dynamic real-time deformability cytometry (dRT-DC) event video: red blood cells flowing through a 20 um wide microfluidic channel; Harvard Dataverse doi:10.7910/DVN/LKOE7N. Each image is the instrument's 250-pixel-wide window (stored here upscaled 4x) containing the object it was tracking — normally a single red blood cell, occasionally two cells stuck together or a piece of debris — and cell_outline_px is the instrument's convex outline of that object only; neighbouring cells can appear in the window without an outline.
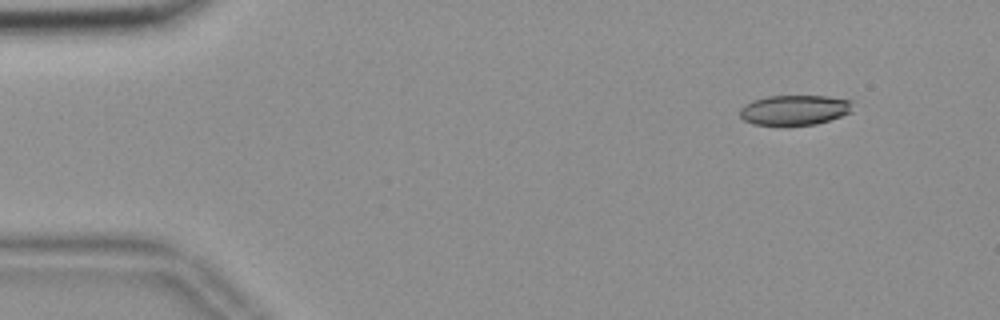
{"species": "common noctule bat (a hibernating species)", "species_latin": "Nyctalus noctula", "temperature_condition": "room temperature", "stored_images_in_passage": 51, "camera_frame_rate_fps": 3000, "um_per_image_px": 0.085, "animal": {"sex": "female", "body_mass_g": 18.4}, "frame": {"image": 1, "passage_image": 1, "time_ms": 0.0, "image_size_px": [1000, 320], "cell_outline_px": [[852, 112], [816, 124], [752, 124], [744, 120], [740, 116], [740, 108], [744, 104], [752, 100], [768, 96], [828, 96], [852, 100]], "centroid_in_image_um": [67.53, 9.33], "position_along_channel_um": 17.5, "area_um2": 19.59}}
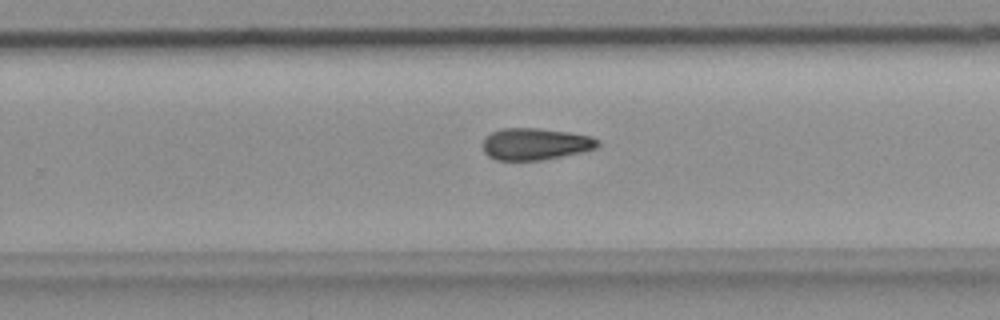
{"frame": {"image": 2, "passage_image": 31, "time_ms": 10.0, "image_size_px": [1000, 320], "cell_outline_px": [[600, 144], [596, 148], [580, 152], [540, 160], [496, 160], [488, 156], [484, 152], [484, 136], [500, 128], [536, 128], [568, 132], [592, 136], [600, 140]], "centroid_in_image_um": [45.49, 12.23], "position_along_channel_um": 284.3, "area_um2": 21.27}}
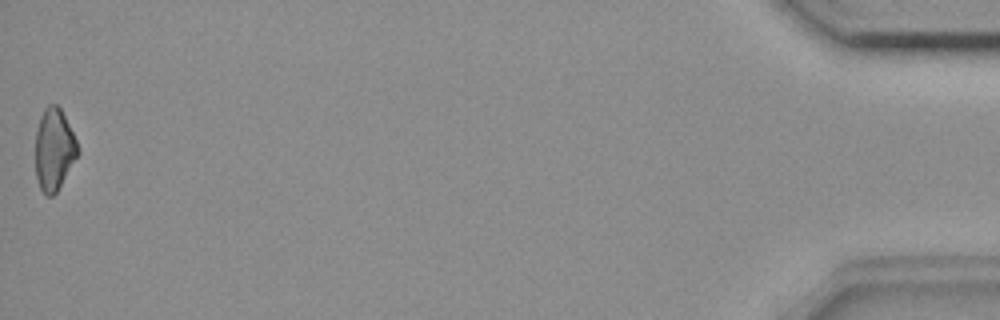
{"frame": {"image": 3, "passage_image": 51, "time_ms": 16.667, "image_size_px": [1000, 320], "cell_outline_px": [[80, 152], [56, 192], [52, 196], [48, 196], [40, 188], [36, 176], [36, 132], [40, 116], [44, 108], [48, 104], [56, 104], [60, 108], [80, 148]], "centroid_in_image_um": [4.6, 12.69], "position_along_channel_um": 430.6, "area_um2": 20.0}}